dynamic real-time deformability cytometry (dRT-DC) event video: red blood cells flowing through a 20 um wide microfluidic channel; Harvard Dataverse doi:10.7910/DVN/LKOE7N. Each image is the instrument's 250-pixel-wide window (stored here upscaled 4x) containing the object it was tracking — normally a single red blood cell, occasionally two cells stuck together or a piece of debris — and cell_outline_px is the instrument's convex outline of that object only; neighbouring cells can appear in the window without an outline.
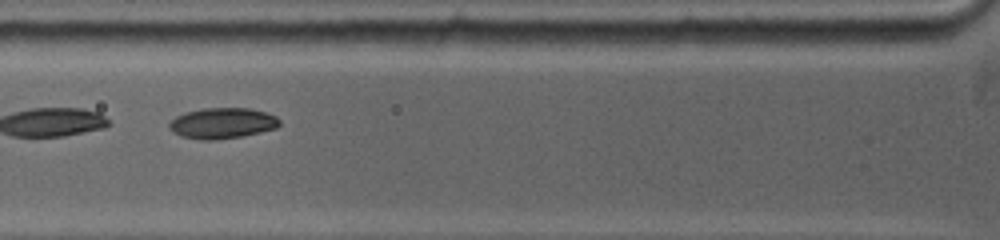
{"species": "common noctule bat (a hibernating species)", "species_latin": "Nyctalus noctula", "temperature_condition": "warm", "stored_images_in_passage": 24, "camera_frame_rate_fps": 5000, "um_per_image_px": 0.085, "animal": {"sex": "female", "body_mass_g": 19.0, "forearm_length_mm": 53.3}, "frame": {"image": 1, "passage_image": 4, "time_ms": 1.2, "image_size_px": [1000, 240], "cell_outline_px": [[280, 124], [276, 128], [260, 132], [240, 136], [208, 140], [200, 140], [184, 136], [176, 132], [168, 124], [176, 116], [184, 112], [204, 108], [252, 108], [268, 112], [276, 116], [280, 120]], "centroid_in_image_um": [18.96, 10.44], "position_along_channel_um": 106.8, "area_um2": 19.54}}